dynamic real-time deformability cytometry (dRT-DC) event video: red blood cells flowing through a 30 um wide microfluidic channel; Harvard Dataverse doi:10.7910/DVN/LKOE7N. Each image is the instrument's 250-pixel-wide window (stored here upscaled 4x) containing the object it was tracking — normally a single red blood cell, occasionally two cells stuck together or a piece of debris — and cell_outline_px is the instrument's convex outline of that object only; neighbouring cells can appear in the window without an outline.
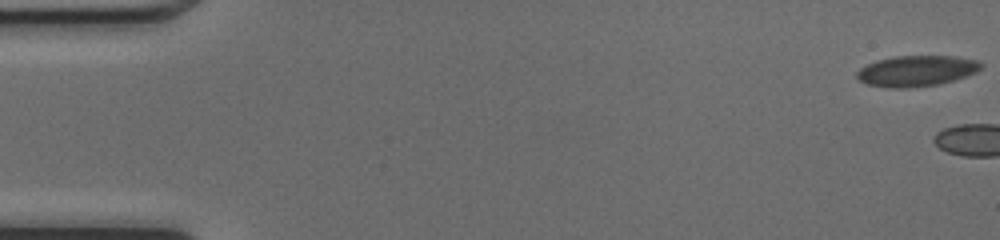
{"species": "common noctule bat (a hibernating species)", "species_latin": "Nyctalus noctula", "temperature_condition": "cold", "stored_images_in_passage": 8, "camera_frame_rate_fps": 3000, "um_per_image_px": 0.085, "animal": {"sex": "female", "body_mass_g": 17.0, "forearm_length_mm": 48.0}, "frame": {"image": 1, "passage_image": 1, "time_ms": 0.0, "image_size_px": [1000, 240], "cell_outline_px": [[984, 64], [976, 72], [940, 84], [908, 88], [888, 88], [868, 84], [860, 80], [856, 76], [856, 72], [860, 68], [876, 60], [896, 56], [956, 56], [976, 60]], "centroid_in_image_um": [77.89, 6.02], "position_along_channel_um": 7.1, "area_um2": 22.2}}